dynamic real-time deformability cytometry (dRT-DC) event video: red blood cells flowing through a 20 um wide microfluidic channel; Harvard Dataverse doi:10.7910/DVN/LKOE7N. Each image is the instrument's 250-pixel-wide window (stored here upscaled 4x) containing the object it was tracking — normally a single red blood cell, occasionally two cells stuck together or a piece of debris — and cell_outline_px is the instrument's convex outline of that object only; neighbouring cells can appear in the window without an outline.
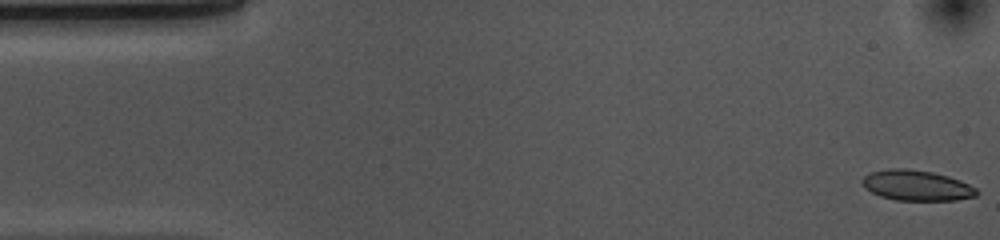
{"species": "common noctule bat (a hibernating species)", "species_latin": "Nyctalus noctula", "temperature_condition": "cold", "stored_images_in_passage": 53, "camera_frame_rate_fps": 3000, "um_per_image_px": 0.085, "animal": {"sex": "female", "body_mass_g": 10.0, "forearm_length_mm": 53.1}, "frame": {"image": 1, "passage_image": 1, "time_ms": 0.0, "image_size_px": [1000, 240], "cell_outline_px": [[980, 192], [976, 196], [956, 200], [896, 200], [880, 196], [864, 188], [860, 180], [864, 176], [872, 172], [888, 168], [904, 168], [932, 172], [948, 176], [960, 180], [976, 188]], "centroid_in_image_um": [77.9, 15.76], "position_along_channel_um": 7.1, "area_um2": 20.35}}
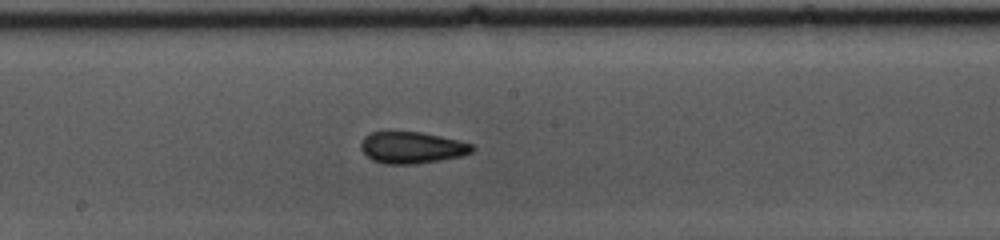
{"frame": {"image": 2, "passage_image": 27, "time_ms": 8.667, "image_size_px": [1000, 240], "cell_outline_px": [[476, 148], [472, 152], [460, 156], [440, 160], [416, 164], [384, 164], [372, 160], [360, 148], [360, 144], [364, 136], [372, 132], [420, 132], [460, 140], [472, 144]], "centroid_in_image_um": [35.02, 12.55], "position_along_channel_um": 213.2, "area_um2": 20.52}}
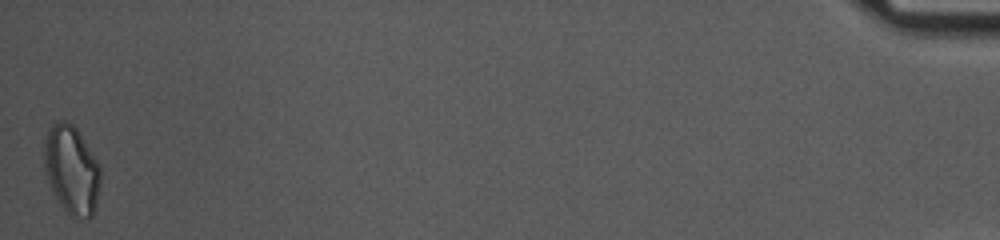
{"frame": {"image": 3, "passage_image": 53, "time_ms": 17.333, "image_size_px": [1000, 240], "cell_outline_px": [[100, 188], [96, 208], [92, 216], [88, 220], [68, 216], [64, 212], [44, 172], [44, 140], [52, 124], [56, 120], [64, 120], [72, 124], [76, 128], [96, 160], [100, 168]], "centroid_in_image_um": [6.09, 14.48], "position_along_channel_um": 429.1, "area_um2": 29.25}, "authors_computed_cell_mechanics": {"area_um2": 20.6924, "velocity_mm_per_s": 3.6688, "shape_relaxation_time_tau1_ms": 5.2104, "shape_relaxation_time_tau2_ms": 2.2861, "deformation_change_tau1": 0.1112, "deformation_change_tau2": 0.0669}}